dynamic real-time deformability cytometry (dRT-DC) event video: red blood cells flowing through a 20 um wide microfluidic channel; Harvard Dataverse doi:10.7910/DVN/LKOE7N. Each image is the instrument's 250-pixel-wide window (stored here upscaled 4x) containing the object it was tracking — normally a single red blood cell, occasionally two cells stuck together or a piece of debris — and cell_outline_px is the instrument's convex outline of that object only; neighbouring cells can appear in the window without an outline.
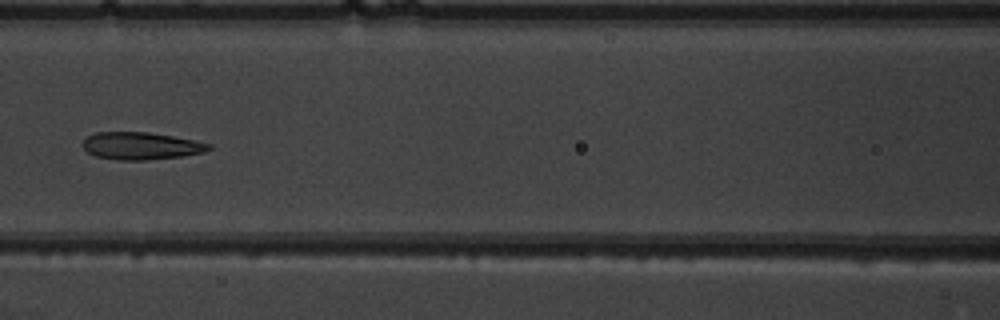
{"species": "common noctule bat (a hibernating species)", "species_latin": "Nyctalus noctula", "temperature_condition": "warm", "stored_images_in_passage": 8, "camera_frame_rate_fps": 3000, "um_per_image_px": 0.085, "animal": {"sex": "male", "body_mass_g": 19.5, "forearm_length_mm": 54.6}, "frame": {"image": 1, "passage_image": 7, "time_ms": 7.0, "image_size_px": [1000, 320], "cell_outline_px": [[212, 148], [204, 152], [184, 156], [144, 160], [120, 160], [96, 156], [88, 152], [84, 148], [84, 140], [88, 136], [96, 132], [148, 132], [172, 136], [212, 144]], "centroid_in_image_um": [12.01, 12.4], "position_along_channel_um": 154.6, "area_um2": 19.94}}